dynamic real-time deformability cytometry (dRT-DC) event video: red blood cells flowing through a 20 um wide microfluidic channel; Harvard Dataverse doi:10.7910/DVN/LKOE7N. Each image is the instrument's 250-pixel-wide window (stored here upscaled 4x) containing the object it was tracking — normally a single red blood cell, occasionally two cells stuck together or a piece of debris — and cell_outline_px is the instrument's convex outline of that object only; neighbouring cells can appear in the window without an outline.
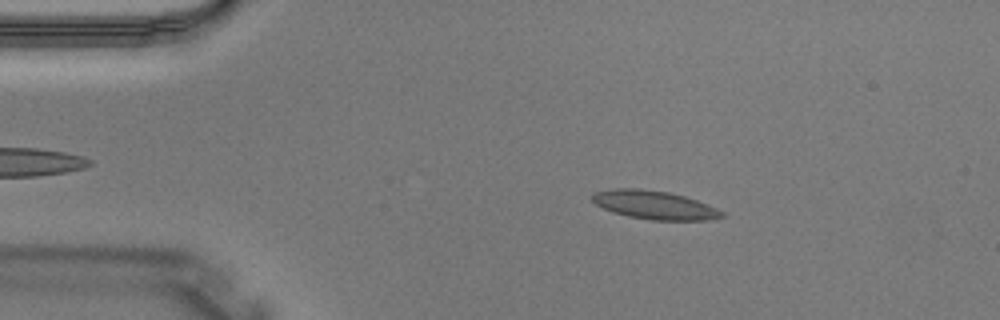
{"species": "Egyptian fruit bat (a non-hibernating species)", "species_latin": "Rousettus aegyptiacus", "temperature_condition": "warm", "stored_images_in_passage": 3, "camera_frame_rate_fps": 3000, "um_per_image_px": 0.085, "animal": {"sex": "male"}, "frame": {"image": 1, "passage_image": 1, "time_ms": 0.0, "image_size_px": [1000, 320], "cell_outline_px": [[724, 216], [708, 220], [652, 220], [628, 216], [612, 212], [596, 204], [592, 200], [592, 192], [612, 188], [640, 188], [668, 192], [684, 196], [708, 204], [724, 212]], "centroid_in_image_um": [55.6, 17.41], "position_along_channel_um": 29.4, "area_um2": 21.56}}